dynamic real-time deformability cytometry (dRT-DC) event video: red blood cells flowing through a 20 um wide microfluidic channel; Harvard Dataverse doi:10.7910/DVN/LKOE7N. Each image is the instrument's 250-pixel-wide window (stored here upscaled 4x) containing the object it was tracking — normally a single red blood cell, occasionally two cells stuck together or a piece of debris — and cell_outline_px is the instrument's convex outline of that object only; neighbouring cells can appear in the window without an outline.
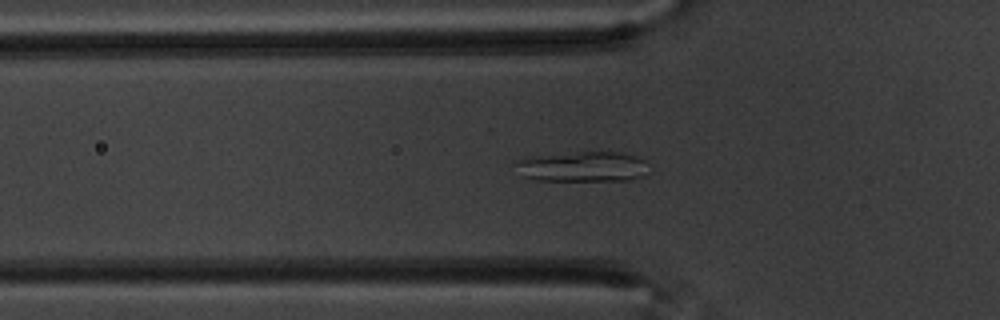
{"species": "common noctule bat (a hibernating species)", "species_latin": "Nyctalus noctula", "temperature_condition": "warm", "stored_images_in_passage": 40, "camera_frame_rate_fps": 3000, "um_per_image_px": 0.085, "animal": {"sex": "male", "body_mass_g": 20.1, "forearm_length_mm": 53.5}, "frame": {"image": 1, "passage_image": 2, "time_ms": 0.333, "image_size_px": [1000, 320], "cell_outline_px": [[652, 172], [628, 180], [536, 180], [520, 176], [512, 164], [512, 160], [528, 156], [580, 152], [624, 152], [636, 156], [644, 160]], "centroid_in_image_um": [49.46, 14.15], "position_along_channel_um": 76.3, "area_um2": 24.04}}
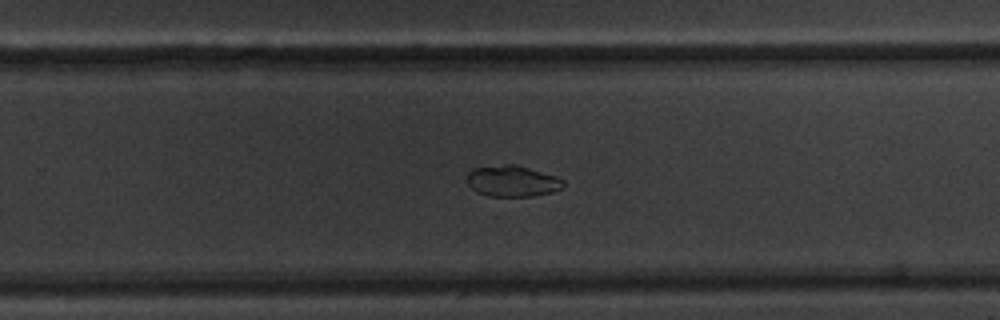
{"frame": {"image": 2, "passage_image": 20, "time_ms": 6.333, "image_size_px": [1000, 320], "cell_outline_px": [[564, 184], [560, 188], [552, 192], [532, 196], [488, 196], [476, 192], [468, 184], [468, 172], [472, 168], [508, 164], [516, 164], [556, 176], [564, 180]], "centroid_in_image_um": [43.54, 15.39], "position_along_channel_um": 286.3, "area_um2": 17.4}}
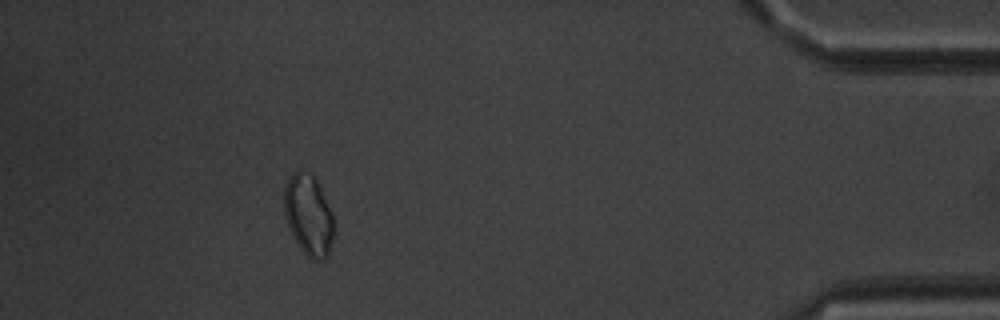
{"frame": {"image": 3, "passage_image": 35, "time_ms": 11.333, "image_size_px": [1000, 320], "cell_outline_px": [[332, 240], [328, 256], [324, 260], [312, 260], [300, 248], [284, 216], [284, 188], [288, 180], [296, 168], [312, 176], [316, 180], [320, 188], [332, 216]], "centroid_in_image_um": [26.2, 18.29], "position_along_channel_um": 409.0, "area_um2": 22.77}}